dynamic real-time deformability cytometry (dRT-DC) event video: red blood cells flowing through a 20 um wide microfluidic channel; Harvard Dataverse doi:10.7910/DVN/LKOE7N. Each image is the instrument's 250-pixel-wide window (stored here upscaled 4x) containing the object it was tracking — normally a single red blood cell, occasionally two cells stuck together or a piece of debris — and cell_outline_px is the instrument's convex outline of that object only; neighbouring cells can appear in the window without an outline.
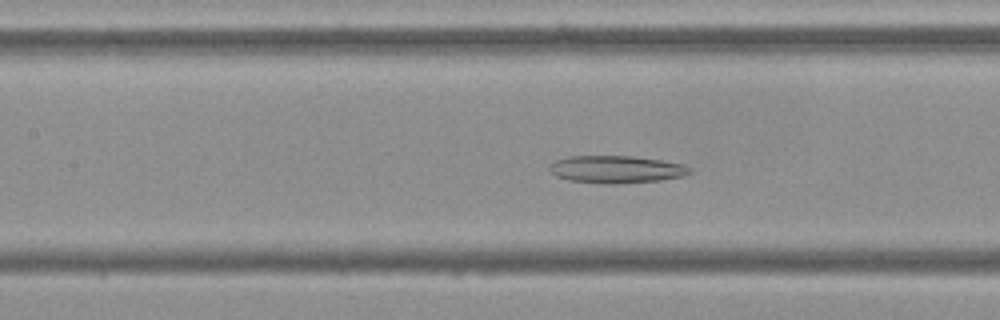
{"species": "Egyptian fruit bat (a non-hibernating species)", "species_latin": "Rousettus aegyptiacus", "temperature_condition": "cold", "stored_images_in_passage": 53, "camera_frame_rate_fps": 3000, "um_per_image_px": 0.085, "frame": {"image": 1, "passage_image": 23, "time_ms": 7.333, "image_size_px": [1000, 320], "cell_outline_px": [[692, 172], [684, 176], [660, 180], [612, 184], [604, 184], [568, 180], [556, 176], [548, 172], [548, 168], [556, 160], [568, 156], [636, 156], [684, 164], [692, 168]], "centroid_in_image_um": [52.38, 14.39], "position_along_channel_um": 155.0, "area_um2": 22.6}}
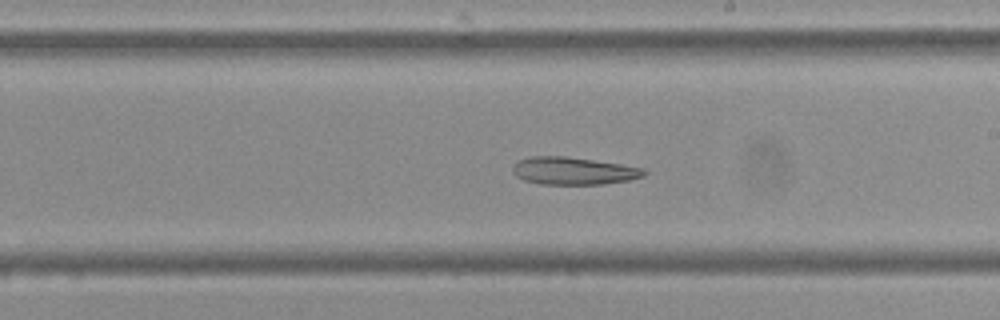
{"frame": {"image": 2, "passage_image": 30, "time_ms": 9.667, "image_size_px": [1000, 320], "cell_outline_px": [[648, 172], [644, 176], [628, 180], [604, 184], [540, 184], [524, 180], [516, 176], [512, 172], [512, 164], [528, 156], [564, 156], [620, 164], [644, 168]], "centroid_in_image_um": [48.72, 14.52], "position_along_channel_um": 240.3, "area_um2": 21.1}}
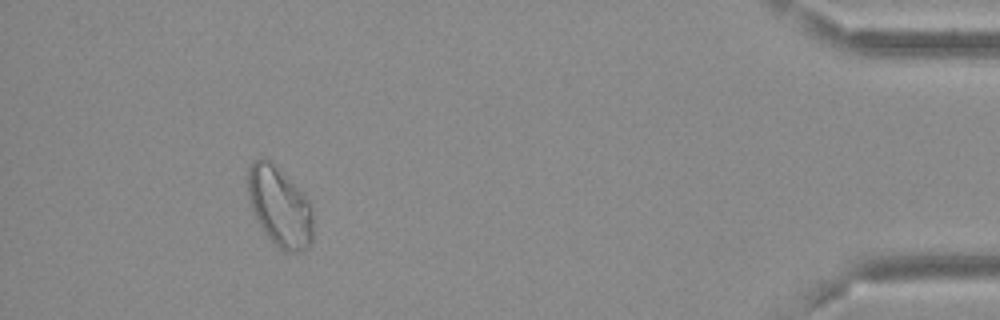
{"frame": {"image": 3, "passage_image": 49, "time_ms": 16.0, "image_size_px": [1000, 320], "cell_outline_px": [[312, 240], [308, 248], [300, 252], [284, 252], [264, 232], [256, 220], [248, 196], [248, 168], [252, 160], [260, 156], [264, 156], [272, 160], [312, 200]], "centroid_in_image_um": [23.79, 17.5], "position_along_channel_um": 411.4, "area_um2": 31.15}}